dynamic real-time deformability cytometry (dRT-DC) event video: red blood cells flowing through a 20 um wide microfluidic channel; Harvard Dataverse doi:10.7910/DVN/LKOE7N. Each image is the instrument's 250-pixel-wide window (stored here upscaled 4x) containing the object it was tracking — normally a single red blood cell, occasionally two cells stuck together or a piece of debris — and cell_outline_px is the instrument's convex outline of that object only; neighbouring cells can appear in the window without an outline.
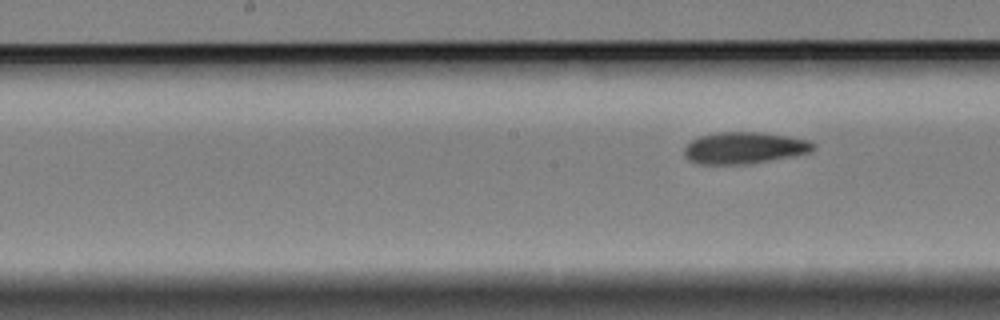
{"species": "Egyptian fruit bat (a non-hibernating species)", "species_latin": "Rousettus aegyptiacus", "temperature_condition": "cold", "stored_images_in_passage": 6, "segment_of_instrument_passage": [2, 2], "camera_frame_rate_fps": 3000, "um_per_image_px": 0.085, "animal": {"sex": "female"}, "frame": {"image": 1, "passage_image": 6, "time_ms": 7.0, "image_size_px": [1000, 320], "cell_outline_px": [[816, 148], [812, 152], [792, 156], [768, 160], [740, 164], [700, 164], [688, 160], [684, 156], [684, 148], [692, 140], [700, 136], [716, 132], [764, 132], [788, 136], [808, 140], [816, 144]], "centroid_in_image_um": [63.27, 12.56], "position_along_channel_um": 184.9, "area_um2": 23.81}}